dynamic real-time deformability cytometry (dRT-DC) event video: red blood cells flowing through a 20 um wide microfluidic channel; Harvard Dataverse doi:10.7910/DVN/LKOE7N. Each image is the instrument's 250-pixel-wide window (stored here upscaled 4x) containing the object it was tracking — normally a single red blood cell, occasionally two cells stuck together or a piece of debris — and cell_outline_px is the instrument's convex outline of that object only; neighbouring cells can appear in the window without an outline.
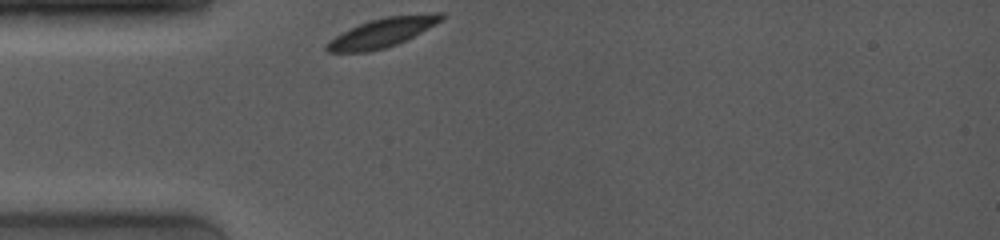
{"species": "common noctule bat (a hibernating species)", "species_latin": "Nyctalus noctula", "temperature_condition": "room temperature", "stored_images_in_passage": 39, "camera_frame_rate_fps": 4000, "um_per_image_px": 0.085, "animal": {"sex": "female", "body_mass_g": 19.0, "forearm_length_mm": 53.3}, "frame": {"image": 1, "passage_image": 1, "time_ms": 0.0, "image_size_px": [1000, 240], "cell_outline_px": [[444, 16], [440, 20], [420, 32], [396, 44], [384, 48], [368, 52], [328, 52], [324, 48], [324, 44], [328, 40], [348, 28], [384, 16], [432, 12], [444, 12]], "centroid_in_image_um": [32.42, 2.76], "position_along_channel_um": 52.6, "area_um2": 19.36}}
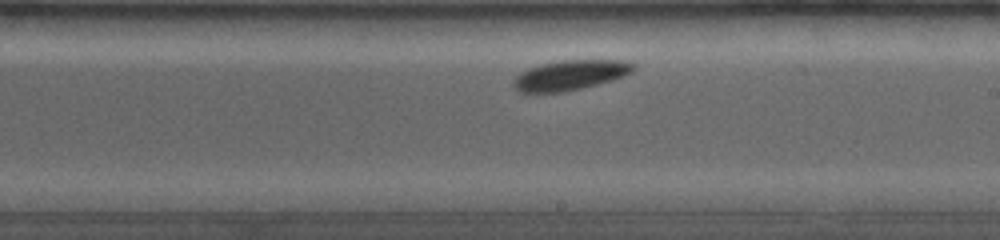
{"frame": {"image": 2, "passage_image": 24, "time_ms": 5.25, "image_size_px": [1000, 240], "cell_outline_px": [[636, 68], [632, 72], [624, 76], [612, 80], [564, 92], [520, 92], [512, 84], [512, 80], [520, 72], [528, 68], [540, 64], [564, 60], [624, 60], [636, 64]], "centroid_in_image_um": [48.48, 6.37], "position_along_channel_um": 240.5, "area_um2": 20.92}}
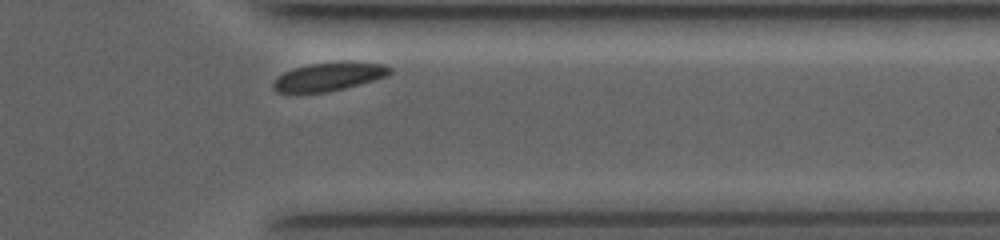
{"frame": {"image": 3, "passage_image": 36, "time_ms": 9.0, "image_size_px": [1000, 240], "cell_outline_px": [[392, 72], [388, 76], [344, 88], [324, 92], [276, 92], [272, 88], [272, 84], [276, 76], [292, 68], [308, 64], [336, 60], [352, 60], [384, 64], [392, 68]], "centroid_in_image_um": [27.97, 6.47], "position_along_channel_um": 383.4, "area_um2": 19.83}, "authors_computed_cell_mechanics": {"area_um2": 20.1144, "velocity_mm_per_s": 3.7463, "shape_relaxation_time_tau1_ms": 1.2742, "shape_relaxation_time_tau2_ms": null, "deformation_change_tau1": 0.0427, "deformation_change_tau2": null}}